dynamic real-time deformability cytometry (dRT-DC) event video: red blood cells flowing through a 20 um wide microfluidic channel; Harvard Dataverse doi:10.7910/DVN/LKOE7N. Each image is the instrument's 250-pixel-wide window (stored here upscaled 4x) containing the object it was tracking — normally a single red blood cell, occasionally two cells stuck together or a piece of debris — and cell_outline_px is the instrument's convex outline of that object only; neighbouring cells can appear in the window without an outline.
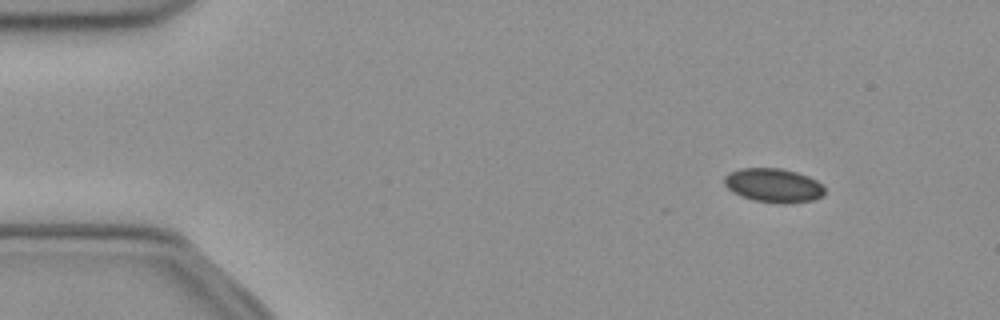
{"species": "common noctule bat (a hibernating species)", "species_latin": "Nyctalus noctula", "temperature_condition": "cold", "stored_images_in_passage": 47, "camera_frame_rate_fps": 3000, "um_per_image_px": 0.085, "animal": {"sex": "female", "body_mass_g": 21.9}, "frame": {"image": 1, "passage_image": 1, "time_ms": 0.0, "image_size_px": [1000, 320], "cell_outline_px": [[824, 196], [812, 200], [788, 204], [776, 204], [752, 200], [732, 192], [724, 184], [724, 176], [728, 172], [740, 168], [780, 168], [796, 172], [808, 176], [824, 184]], "centroid_in_image_um": [65.75, 15.76], "position_along_channel_um": 19.3, "area_um2": 20.23}}
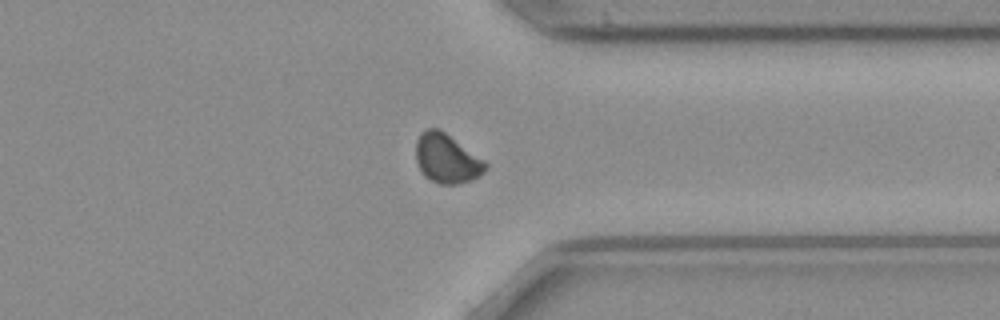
{"frame": {"image": 2, "passage_image": 35, "time_ms": 11.333, "image_size_px": [1000, 320], "cell_outline_px": [[488, 168], [480, 176], [472, 180], [456, 184], [440, 184], [424, 176], [416, 160], [416, 140], [420, 132], [428, 128], [440, 128], [484, 160], [488, 164]], "centroid_in_image_um": [37.98, 13.46], "position_along_channel_um": 373.4, "area_um2": 20.06}}
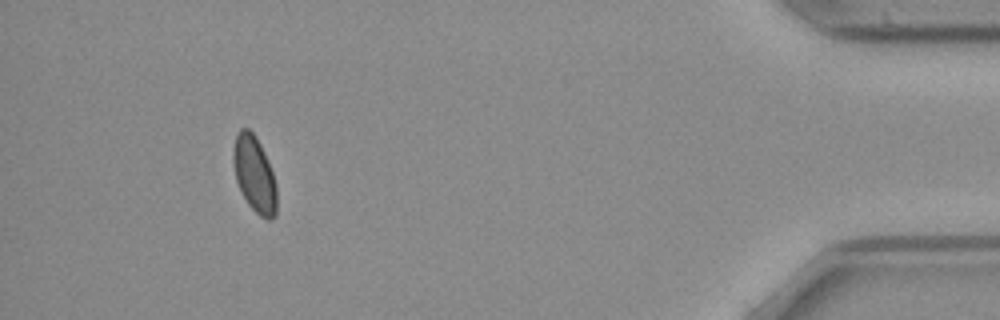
{"frame": {"image": 3, "passage_image": 43, "time_ms": 14.0, "image_size_px": [1000, 320], "cell_outline_px": [[276, 216], [268, 220], [260, 216], [248, 204], [236, 180], [232, 160], [232, 152], [236, 136], [240, 128], [248, 128], [256, 136], [260, 144], [272, 172], [276, 184]], "centroid_in_image_um": [21.61, 14.8], "position_along_channel_um": 413.6, "area_um2": 19.07}, "authors_computed_cell_mechanics": {"area_um2": 20.1144, "velocity_mm_per_s": 3.9362, "shape_relaxation_time_tau1_ms": 9.2256, "shape_relaxation_time_tau2_ms": null, "deformation_change_tau1": 0.0796, "deformation_change_tau2": null}}